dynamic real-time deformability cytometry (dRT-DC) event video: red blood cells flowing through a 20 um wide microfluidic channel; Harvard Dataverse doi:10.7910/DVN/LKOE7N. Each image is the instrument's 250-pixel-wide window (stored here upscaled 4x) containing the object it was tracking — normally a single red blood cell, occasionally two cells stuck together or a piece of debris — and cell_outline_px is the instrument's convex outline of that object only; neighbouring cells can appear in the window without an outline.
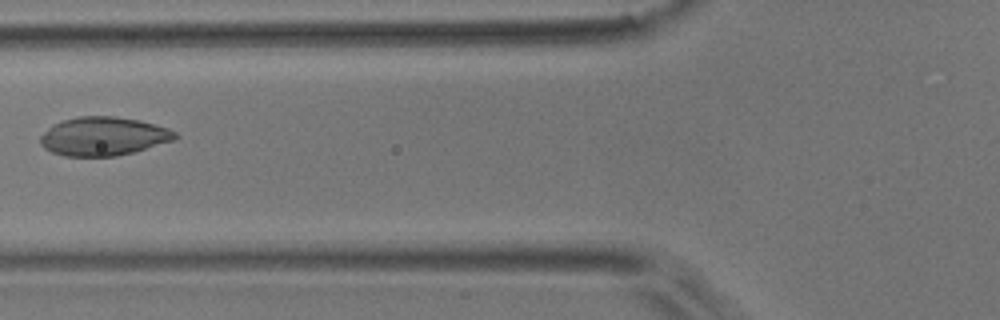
{"species": "common noctule bat (a hibernating species)", "species_latin": "Nyctalus noctula", "temperature_condition": "room temperature", "stored_images_in_passage": 6, "camera_frame_rate_fps": 3000, "um_per_image_px": 0.085, "animal": {"sex": "male", "body_mass_g": 17.9}, "frame": {"image": 1, "passage_image": 5, "time_ms": 1.333, "image_size_px": [1000, 320], "cell_outline_px": [[180, 136], [176, 140], [132, 152], [116, 156], [64, 156], [52, 152], [44, 148], [40, 144], [40, 136], [52, 124], [64, 120], [80, 116], [116, 116], [140, 120], [168, 128], [176, 132]], "centroid_in_image_um": [8.81, 11.58], "position_along_channel_um": 117.0, "area_um2": 30.46}}
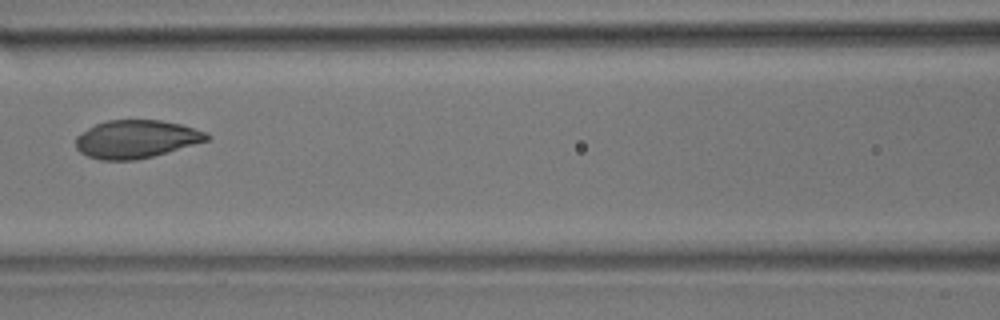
{"frame": {"image": 2, "passage_image": 6, "time_ms": 1.667, "image_size_px": [1000, 320], "cell_outline_px": [[212, 136], [208, 140], [168, 152], [136, 160], [100, 160], [88, 156], [80, 152], [76, 148], [76, 136], [88, 128], [96, 124], [108, 120], [160, 120], [180, 124], [204, 132]], "centroid_in_image_um": [11.55, 11.83], "position_along_channel_um": 155.0, "area_um2": 28.84}}